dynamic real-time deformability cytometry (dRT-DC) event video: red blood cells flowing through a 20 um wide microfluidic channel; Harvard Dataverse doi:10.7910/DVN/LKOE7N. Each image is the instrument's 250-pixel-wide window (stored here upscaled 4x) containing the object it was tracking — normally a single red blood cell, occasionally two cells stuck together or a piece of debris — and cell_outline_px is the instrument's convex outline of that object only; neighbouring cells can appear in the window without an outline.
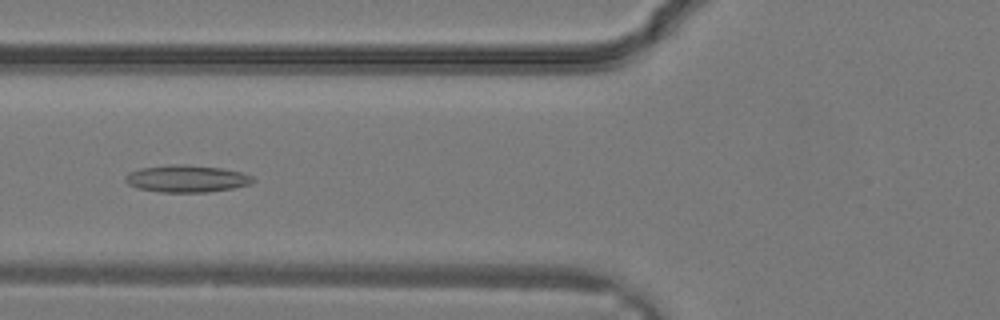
{"species": "common noctule bat (a hibernating species)", "species_latin": "Nyctalus noctula", "temperature_condition": "warm", "stored_images_in_passage": 23, "camera_frame_rate_fps": 3000, "um_per_image_px": 0.085, "animal": {"sex": "male", "body_mass_g": 19.2, "forearm_length_mm": 51.8}, "frame": {"image": 1, "passage_image": 7, "time_ms": 2.0, "image_size_px": [1000, 320], "cell_outline_px": [[256, 180], [252, 184], [232, 188], [208, 192], [160, 192], [136, 188], [128, 184], [124, 180], [124, 176], [128, 172], [140, 168], [172, 164], [184, 164], [220, 168], [240, 172], [252, 176]], "centroid_in_image_um": [15.83, 15.19], "position_along_channel_um": 110.0, "area_um2": 20.29}}
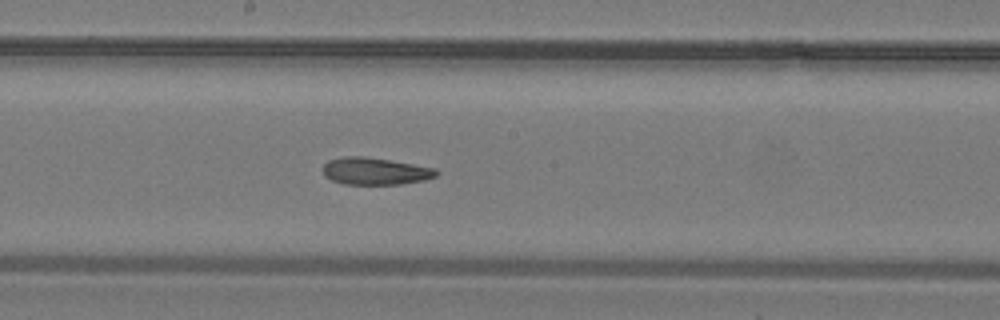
{"frame": {"image": 2, "passage_image": 12, "time_ms": 3.667, "image_size_px": [1000, 320], "cell_outline_px": [[440, 172], [436, 176], [424, 180], [400, 184], [344, 184], [332, 180], [324, 176], [324, 164], [328, 160], [344, 156], [364, 156], [436, 168]], "centroid_in_image_um": [31.89, 14.55], "position_along_channel_um": 216.3, "area_um2": 17.86}}
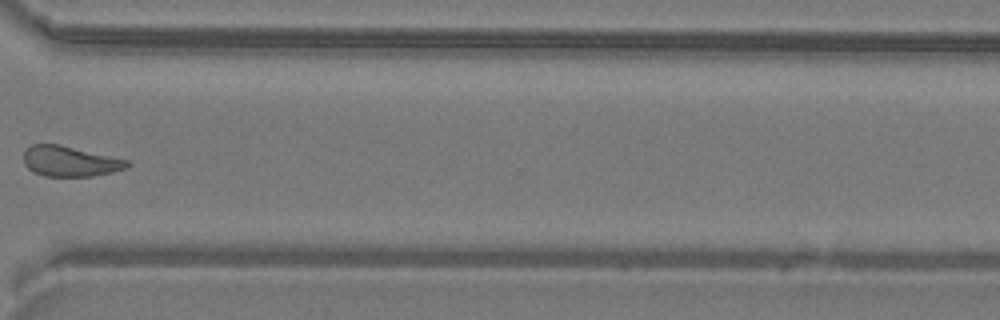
{"frame": {"image": 3, "passage_image": 19, "time_ms": 6.0, "image_size_px": [1000, 320], "cell_outline_px": [[132, 164], [128, 168], [112, 172], [92, 176], [44, 176], [28, 168], [24, 164], [24, 152], [32, 144], [60, 144], [128, 160]], "centroid_in_image_um": [5.98, 13.71], "position_along_channel_um": 364.6, "area_um2": 18.26}}